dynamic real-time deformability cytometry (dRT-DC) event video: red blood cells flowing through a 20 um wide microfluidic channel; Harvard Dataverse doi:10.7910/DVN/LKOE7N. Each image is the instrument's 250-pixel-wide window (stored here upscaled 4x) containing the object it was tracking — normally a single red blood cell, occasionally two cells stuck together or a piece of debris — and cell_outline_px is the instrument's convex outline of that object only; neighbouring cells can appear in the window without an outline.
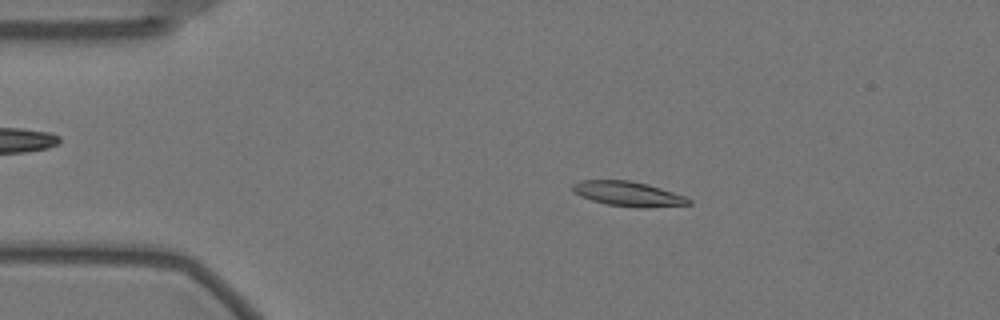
{"species": "Egyptian fruit bat (a non-hibernating species)", "species_latin": "Rousettus aegyptiacus", "temperature_condition": "warm", "stored_images_in_passage": 55, "camera_frame_rate_fps": 3000, "um_per_image_px": 0.085, "animal": {"sex": "female"}, "frame": {"image": 1, "passage_image": 8, "time_ms": 2.333, "image_size_px": [1000, 320], "cell_outline_px": [[692, 204], [644, 208], [636, 208], [608, 204], [592, 200], [580, 196], [572, 192], [572, 184], [580, 180], [632, 180], [648, 184], [684, 196], [692, 200]], "centroid_in_image_um": [53.38, 16.47], "position_along_channel_um": 31.6, "area_um2": 16.82}}
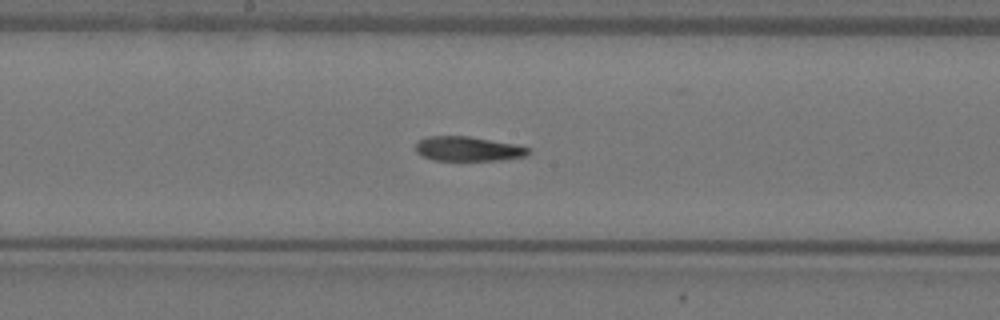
{"frame": {"image": 2, "passage_image": 27, "time_ms": 8.667, "image_size_px": [1000, 320], "cell_outline_px": [[532, 152], [524, 156], [504, 160], [432, 160], [420, 156], [416, 152], [416, 144], [420, 140], [428, 136], [468, 136], [516, 144], [528, 148]], "centroid_in_image_um": [39.78, 12.65], "position_along_channel_um": 208.4, "area_um2": 16.18}}
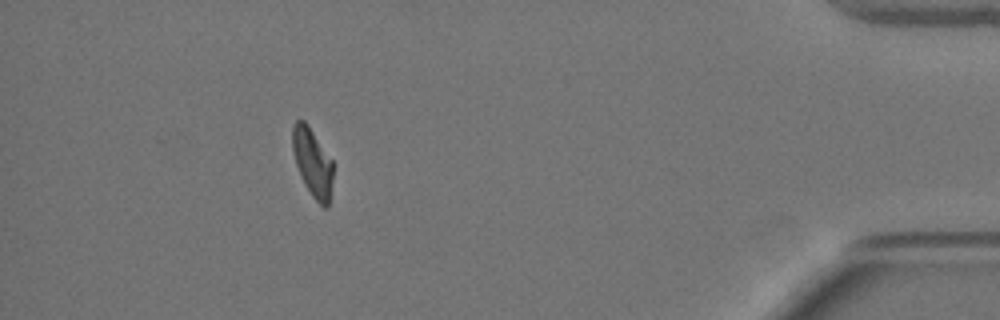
{"frame": {"image": 3, "passage_image": 49, "time_ms": 16.0, "image_size_px": [1000, 320], "cell_outline_px": [[332, 180], [328, 208], [324, 208], [312, 196], [304, 184], [300, 176], [296, 164], [292, 148], [292, 124], [296, 120], [304, 120], [308, 124], [332, 160]], "centroid_in_image_um": [26.54, 13.79], "position_along_channel_um": 408.7, "area_um2": 16.13}, "authors_computed_cell_mechanics": {"area_um2": 16.9354, "velocity_mm_per_s": 3.5001, "shape_relaxation_time_tau1_ms": null, "shape_relaxation_time_tau2_ms": 2.7357, "deformation_change_tau1": null, "deformation_change_tau2": 0.092}}